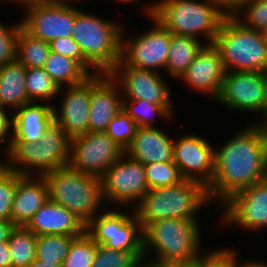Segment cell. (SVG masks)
<instances>
[{
    "label": "cell",
    "mask_w": 267,
    "mask_h": 267,
    "mask_svg": "<svg viewBox=\"0 0 267 267\" xmlns=\"http://www.w3.org/2000/svg\"><path fill=\"white\" fill-rule=\"evenodd\" d=\"M124 154L125 151L105 132H87L71 139L68 165L83 174L101 179L106 170Z\"/></svg>",
    "instance_id": "30bf717a"
},
{
    "label": "cell",
    "mask_w": 267,
    "mask_h": 267,
    "mask_svg": "<svg viewBox=\"0 0 267 267\" xmlns=\"http://www.w3.org/2000/svg\"><path fill=\"white\" fill-rule=\"evenodd\" d=\"M4 165V162H0V168Z\"/></svg>",
    "instance_id": "9f6ffc18"
},
{
    "label": "cell",
    "mask_w": 267,
    "mask_h": 267,
    "mask_svg": "<svg viewBox=\"0 0 267 267\" xmlns=\"http://www.w3.org/2000/svg\"><path fill=\"white\" fill-rule=\"evenodd\" d=\"M119 24L103 20L74 7L71 37L84 58L99 72L109 73L121 59L123 31Z\"/></svg>",
    "instance_id": "8992f818"
},
{
    "label": "cell",
    "mask_w": 267,
    "mask_h": 267,
    "mask_svg": "<svg viewBox=\"0 0 267 267\" xmlns=\"http://www.w3.org/2000/svg\"><path fill=\"white\" fill-rule=\"evenodd\" d=\"M138 261L139 259L131 251L109 249L97 244L92 267H134Z\"/></svg>",
    "instance_id": "74e56055"
},
{
    "label": "cell",
    "mask_w": 267,
    "mask_h": 267,
    "mask_svg": "<svg viewBox=\"0 0 267 267\" xmlns=\"http://www.w3.org/2000/svg\"><path fill=\"white\" fill-rule=\"evenodd\" d=\"M55 1H57V2H59V3H62V4H64V5H71V4L67 3L69 0H55ZM70 1H72V0H70ZM73 1H74V0H73ZM75 1H77V0H75Z\"/></svg>",
    "instance_id": "db71d44e"
},
{
    "label": "cell",
    "mask_w": 267,
    "mask_h": 267,
    "mask_svg": "<svg viewBox=\"0 0 267 267\" xmlns=\"http://www.w3.org/2000/svg\"><path fill=\"white\" fill-rule=\"evenodd\" d=\"M51 50L49 43L35 38L20 27L17 35L16 59L26 68H43Z\"/></svg>",
    "instance_id": "83f0119b"
},
{
    "label": "cell",
    "mask_w": 267,
    "mask_h": 267,
    "mask_svg": "<svg viewBox=\"0 0 267 267\" xmlns=\"http://www.w3.org/2000/svg\"><path fill=\"white\" fill-rule=\"evenodd\" d=\"M131 102V104H129ZM127 101L122 99V110L125 111L129 117L134 120L138 127H153L151 118L155 116L171 118L172 106H160L147 102L146 100L134 99ZM155 115V116H154Z\"/></svg>",
    "instance_id": "1f68e13d"
},
{
    "label": "cell",
    "mask_w": 267,
    "mask_h": 267,
    "mask_svg": "<svg viewBox=\"0 0 267 267\" xmlns=\"http://www.w3.org/2000/svg\"><path fill=\"white\" fill-rule=\"evenodd\" d=\"M60 112L53 106L54 121L72 139L89 132L91 77L64 92Z\"/></svg>",
    "instance_id": "ffe728a7"
},
{
    "label": "cell",
    "mask_w": 267,
    "mask_h": 267,
    "mask_svg": "<svg viewBox=\"0 0 267 267\" xmlns=\"http://www.w3.org/2000/svg\"><path fill=\"white\" fill-rule=\"evenodd\" d=\"M245 10L243 19H239L240 10ZM233 15L246 27L267 33V0H248Z\"/></svg>",
    "instance_id": "8d00e7d4"
},
{
    "label": "cell",
    "mask_w": 267,
    "mask_h": 267,
    "mask_svg": "<svg viewBox=\"0 0 267 267\" xmlns=\"http://www.w3.org/2000/svg\"><path fill=\"white\" fill-rule=\"evenodd\" d=\"M236 254L230 248L209 251L200 256L199 267H243V263H238Z\"/></svg>",
    "instance_id": "60d3db41"
},
{
    "label": "cell",
    "mask_w": 267,
    "mask_h": 267,
    "mask_svg": "<svg viewBox=\"0 0 267 267\" xmlns=\"http://www.w3.org/2000/svg\"><path fill=\"white\" fill-rule=\"evenodd\" d=\"M173 162L185 180H194L206 188L214 172V148L202 137L184 135L174 140Z\"/></svg>",
    "instance_id": "e0dca14e"
},
{
    "label": "cell",
    "mask_w": 267,
    "mask_h": 267,
    "mask_svg": "<svg viewBox=\"0 0 267 267\" xmlns=\"http://www.w3.org/2000/svg\"><path fill=\"white\" fill-rule=\"evenodd\" d=\"M39 235L81 236L86 225L64 206L47 200L25 226Z\"/></svg>",
    "instance_id": "44dd1931"
},
{
    "label": "cell",
    "mask_w": 267,
    "mask_h": 267,
    "mask_svg": "<svg viewBox=\"0 0 267 267\" xmlns=\"http://www.w3.org/2000/svg\"><path fill=\"white\" fill-rule=\"evenodd\" d=\"M225 73L226 70L217 47L213 43L205 44L180 80H184V83L194 91L213 95L217 100Z\"/></svg>",
    "instance_id": "ac0fdd59"
},
{
    "label": "cell",
    "mask_w": 267,
    "mask_h": 267,
    "mask_svg": "<svg viewBox=\"0 0 267 267\" xmlns=\"http://www.w3.org/2000/svg\"><path fill=\"white\" fill-rule=\"evenodd\" d=\"M75 237L78 236L58 234L37 236L35 259L49 263L57 262L62 265Z\"/></svg>",
    "instance_id": "4dcf8cb0"
},
{
    "label": "cell",
    "mask_w": 267,
    "mask_h": 267,
    "mask_svg": "<svg viewBox=\"0 0 267 267\" xmlns=\"http://www.w3.org/2000/svg\"><path fill=\"white\" fill-rule=\"evenodd\" d=\"M70 144L71 138L53 121L38 142L10 141L5 153L9 160L4 165L22 176L33 177L31 168L39 170L38 176H43L68 165Z\"/></svg>",
    "instance_id": "5b68a950"
},
{
    "label": "cell",
    "mask_w": 267,
    "mask_h": 267,
    "mask_svg": "<svg viewBox=\"0 0 267 267\" xmlns=\"http://www.w3.org/2000/svg\"><path fill=\"white\" fill-rule=\"evenodd\" d=\"M200 256L183 261L156 262L160 267H199Z\"/></svg>",
    "instance_id": "ee69618b"
},
{
    "label": "cell",
    "mask_w": 267,
    "mask_h": 267,
    "mask_svg": "<svg viewBox=\"0 0 267 267\" xmlns=\"http://www.w3.org/2000/svg\"><path fill=\"white\" fill-rule=\"evenodd\" d=\"M200 42V39L194 37L171 34L166 66L170 76L181 78L205 45Z\"/></svg>",
    "instance_id": "484cf974"
},
{
    "label": "cell",
    "mask_w": 267,
    "mask_h": 267,
    "mask_svg": "<svg viewBox=\"0 0 267 267\" xmlns=\"http://www.w3.org/2000/svg\"><path fill=\"white\" fill-rule=\"evenodd\" d=\"M36 238L25 226H15L8 239L12 267H27L35 260Z\"/></svg>",
    "instance_id": "f1b7e54d"
},
{
    "label": "cell",
    "mask_w": 267,
    "mask_h": 267,
    "mask_svg": "<svg viewBox=\"0 0 267 267\" xmlns=\"http://www.w3.org/2000/svg\"><path fill=\"white\" fill-rule=\"evenodd\" d=\"M50 50L54 53L70 57L79 62L91 75H97L99 72L84 58L77 42L70 37H60L49 42ZM89 68L94 70L90 72Z\"/></svg>",
    "instance_id": "ab89813d"
},
{
    "label": "cell",
    "mask_w": 267,
    "mask_h": 267,
    "mask_svg": "<svg viewBox=\"0 0 267 267\" xmlns=\"http://www.w3.org/2000/svg\"><path fill=\"white\" fill-rule=\"evenodd\" d=\"M129 214L106 211L95 216L85 227V232L106 248L131 251L139 260L143 256V229L135 211ZM130 216V217H129Z\"/></svg>",
    "instance_id": "9c48e42d"
},
{
    "label": "cell",
    "mask_w": 267,
    "mask_h": 267,
    "mask_svg": "<svg viewBox=\"0 0 267 267\" xmlns=\"http://www.w3.org/2000/svg\"><path fill=\"white\" fill-rule=\"evenodd\" d=\"M20 27L21 21L8 28L0 23V67L16 59L17 35Z\"/></svg>",
    "instance_id": "f35d334b"
},
{
    "label": "cell",
    "mask_w": 267,
    "mask_h": 267,
    "mask_svg": "<svg viewBox=\"0 0 267 267\" xmlns=\"http://www.w3.org/2000/svg\"><path fill=\"white\" fill-rule=\"evenodd\" d=\"M26 17L21 27L35 38L48 43L60 37H70L74 25V6L55 0L26 4Z\"/></svg>",
    "instance_id": "7c38bea8"
},
{
    "label": "cell",
    "mask_w": 267,
    "mask_h": 267,
    "mask_svg": "<svg viewBox=\"0 0 267 267\" xmlns=\"http://www.w3.org/2000/svg\"><path fill=\"white\" fill-rule=\"evenodd\" d=\"M26 70L17 59L0 67V108L11 106L17 110L31 103L26 93Z\"/></svg>",
    "instance_id": "d4e9b609"
},
{
    "label": "cell",
    "mask_w": 267,
    "mask_h": 267,
    "mask_svg": "<svg viewBox=\"0 0 267 267\" xmlns=\"http://www.w3.org/2000/svg\"><path fill=\"white\" fill-rule=\"evenodd\" d=\"M150 18L155 23L153 29L126 43L122 36L121 60L131 67L156 71L167 66L172 33L156 18Z\"/></svg>",
    "instance_id": "4fadbf2b"
},
{
    "label": "cell",
    "mask_w": 267,
    "mask_h": 267,
    "mask_svg": "<svg viewBox=\"0 0 267 267\" xmlns=\"http://www.w3.org/2000/svg\"><path fill=\"white\" fill-rule=\"evenodd\" d=\"M21 177L5 165L0 168V220L11 221L13 197Z\"/></svg>",
    "instance_id": "d590c367"
},
{
    "label": "cell",
    "mask_w": 267,
    "mask_h": 267,
    "mask_svg": "<svg viewBox=\"0 0 267 267\" xmlns=\"http://www.w3.org/2000/svg\"><path fill=\"white\" fill-rule=\"evenodd\" d=\"M0 267H12L8 241L0 242Z\"/></svg>",
    "instance_id": "f6af8a7d"
},
{
    "label": "cell",
    "mask_w": 267,
    "mask_h": 267,
    "mask_svg": "<svg viewBox=\"0 0 267 267\" xmlns=\"http://www.w3.org/2000/svg\"><path fill=\"white\" fill-rule=\"evenodd\" d=\"M118 1H123L124 3L126 2H128V3H132V2H136V0H118ZM139 1V0H138Z\"/></svg>",
    "instance_id": "11a10c76"
},
{
    "label": "cell",
    "mask_w": 267,
    "mask_h": 267,
    "mask_svg": "<svg viewBox=\"0 0 267 267\" xmlns=\"http://www.w3.org/2000/svg\"><path fill=\"white\" fill-rule=\"evenodd\" d=\"M9 131L11 132V118H9L5 109L0 108V144H1V142L2 143L5 142L8 145L7 146L8 148L10 145L11 137H9V139L7 137V139H6V136L11 135V133H8ZM6 141L7 142L9 141V142L7 143Z\"/></svg>",
    "instance_id": "b9f144b4"
},
{
    "label": "cell",
    "mask_w": 267,
    "mask_h": 267,
    "mask_svg": "<svg viewBox=\"0 0 267 267\" xmlns=\"http://www.w3.org/2000/svg\"><path fill=\"white\" fill-rule=\"evenodd\" d=\"M26 93L30 102L44 100L51 104L52 98L59 95L64 89L59 88L53 79L46 73L44 68H27L26 70Z\"/></svg>",
    "instance_id": "f546056e"
},
{
    "label": "cell",
    "mask_w": 267,
    "mask_h": 267,
    "mask_svg": "<svg viewBox=\"0 0 267 267\" xmlns=\"http://www.w3.org/2000/svg\"><path fill=\"white\" fill-rule=\"evenodd\" d=\"M264 116H265L264 117L265 119H263V120L267 121V111H266ZM266 121H263L262 123H258V124L267 133V122Z\"/></svg>",
    "instance_id": "f5cc1de1"
},
{
    "label": "cell",
    "mask_w": 267,
    "mask_h": 267,
    "mask_svg": "<svg viewBox=\"0 0 267 267\" xmlns=\"http://www.w3.org/2000/svg\"><path fill=\"white\" fill-rule=\"evenodd\" d=\"M267 179V133L256 125L214 149V172L207 187L210 201L221 204L232 194Z\"/></svg>",
    "instance_id": "6da1fadb"
},
{
    "label": "cell",
    "mask_w": 267,
    "mask_h": 267,
    "mask_svg": "<svg viewBox=\"0 0 267 267\" xmlns=\"http://www.w3.org/2000/svg\"><path fill=\"white\" fill-rule=\"evenodd\" d=\"M48 199V186L43 176L35 180L22 176L16 184L11 221L15 226H26Z\"/></svg>",
    "instance_id": "cb8c5ba5"
},
{
    "label": "cell",
    "mask_w": 267,
    "mask_h": 267,
    "mask_svg": "<svg viewBox=\"0 0 267 267\" xmlns=\"http://www.w3.org/2000/svg\"><path fill=\"white\" fill-rule=\"evenodd\" d=\"M101 188L103 201L137 206L149 190L144 164L124 154L106 170L101 178Z\"/></svg>",
    "instance_id": "8fae6325"
},
{
    "label": "cell",
    "mask_w": 267,
    "mask_h": 267,
    "mask_svg": "<svg viewBox=\"0 0 267 267\" xmlns=\"http://www.w3.org/2000/svg\"><path fill=\"white\" fill-rule=\"evenodd\" d=\"M145 260H146L145 258L140 259L134 267H160L156 262L149 261L150 262L149 263L148 259H147V261H145Z\"/></svg>",
    "instance_id": "c3c4849f"
},
{
    "label": "cell",
    "mask_w": 267,
    "mask_h": 267,
    "mask_svg": "<svg viewBox=\"0 0 267 267\" xmlns=\"http://www.w3.org/2000/svg\"><path fill=\"white\" fill-rule=\"evenodd\" d=\"M137 129L136 122L121 110L108 124L105 133L125 151L136 135Z\"/></svg>",
    "instance_id": "e575fe53"
},
{
    "label": "cell",
    "mask_w": 267,
    "mask_h": 267,
    "mask_svg": "<svg viewBox=\"0 0 267 267\" xmlns=\"http://www.w3.org/2000/svg\"><path fill=\"white\" fill-rule=\"evenodd\" d=\"M217 99L229 109L259 112L264 117L266 113L264 72L227 71Z\"/></svg>",
    "instance_id": "5bb4252c"
},
{
    "label": "cell",
    "mask_w": 267,
    "mask_h": 267,
    "mask_svg": "<svg viewBox=\"0 0 267 267\" xmlns=\"http://www.w3.org/2000/svg\"><path fill=\"white\" fill-rule=\"evenodd\" d=\"M43 68L59 88L80 85L92 76L79 62L52 51Z\"/></svg>",
    "instance_id": "4316f807"
},
{
    "label": "cell",
    "mask_w": 267,
    "mask_h": 267,
    "mask_svg": "<svg viewBox=\"0 0 267 267\" xmlns=\"http://www.w3.org/2000/svg\"><path fill=\"white\" fill-rule=\"evenodd\" d=\"M264 89H265V100H266V111H267V71L264 72Z\"/></svg>",
    "instance_id": "816d5d0a"
},
{
    "label": "cell",
    "mask_w": 267,
    "mask_h": 267,
    "mask_svg": "<svg viewBox=\"0 0 267 267\" xmlns=\"http://www.w3.org/2000/svg\"><path fill=\"white\" fill-rule=\"evenodd\" d=\"M227 71H267V33L244 26L226 15L213 43Z\"/></svg>",
    "instance_id": "3957f363"
},
{
    "label": "cell",
    "mask_w": 267,
    "mask_h": 267,
    "mask_svg": "<svg viewBox=\"0 0 267 267\" xmlns=\"http://www.w3.org/2000/svg\"><path fill=\"white\" fill-rule=\"evenodd\" d=\"M216 4L227 14L233 15L248 0H214Z\"/></svg>",
    "instance_id": "7bdbcfd3"
},
{
    "label": "cell",
    "mask_w": 267,
    "mask_h": 267,
    "mask_svg": "<svg viewBox=\"0 0 267 267\" xmlns=\"http://www.w3.org/2000/svg\"><path fill=\"white\" fill-rule=\"evenodd\" d=\"M118 86L109 73L91 76L89 132H105L108 124L122 110Z\"/></svg>",
    "instance_id": "d6986e66"
},
{
    "label": "cell",
    "mask_w": 267,
    "mask_h": 267,
    "mask_svg": "<svg viewBox=\"0 0 267 267\" xmlns=\"http://www.w3.org/2000/svg\"><path fill=\"white\" fill-rule=\"evenodd\" d=\"M210 201L207 188L194 180L149 189L134 211L142 229L167 218L196 219L198 209Z\"/></svg>",
    "instance_id": "277c9868"
},
{
    "label": "cell",
    "mask_w": 267,
    "mask_h": 267,
    "mask_svg": "<svg viewBox=\"0 0 267 267\" xmlns=\"http://www.w3.org/2000/svg\"><path fill=\"white\" fill-rule=\"evenodd\" d=\"M43 177L47 182L49 200L64 206L85 225L97 215L103 202L101 179L83 174L69 165L54 169Z\"/></svg>",
    "instance_id": "52a82bcc"
},
{
    "label": "cell",
    "mask_w": 267,
    "mask_h": 267,
    "mask_svg": "<svg viewBox=\"0 0 267 267\" xmlns=\"http://www.w3.org/2000/svg\"><path fill=\"white\" fill-rule=\"evenodd\" d=\"M125 154L144 165L155 162H173L174 140L154 126L138 127Z\"/></svg>",
    "instance_id": "7402d4cb"
},
{
    "label": "cell",
    "mask_w": 267,
    "mask_h": 267,
    "mask_svg": "<svg viewBox=\"0 0 267 267\" xmlns=\"http://www.w3.org/2000/svg\"><path fill=\"white\" fill-rule=\"evenodd\" d=\"M11 118L10 141L38 142L54 121L53 106L31 102L19 107Z\"/></svg>",
    "instance_id": "603a6c76"
},
{
    "label": "cell",
    "mask_w": 267,
    "mask_h": 267,
    "mask_svg": "<svg viewBox=\"0 0 267 267\" xmlns=\"http://www.w3.org/2000/svg\"><path fill=\"white\" fill-rule=\"evenodd\" d=\"M149 189L174 186L185 179L174 162H155L144 165Z\"/></svg>",
    "instance_id": "836d02e7"
},
{
    "label": "cell",
    "mask_w": 267,
    "mask_h": 267,
    "mask_svg": "<svg viewBox=\"0 0 267 267\" xmlns=\"http://www.w3.org/2000/svg\"><path fill=\"white\" fill-rule=\"evenodd\" d=\"M96 251L97 243L84 232L72 240L69 252L61 267H92Z\"/></svg>",
    "instance_id": "d6a6232c"
},
{
    "label": "cell",
    "mask_w": 267,
    "mask_h": 267,
    "mask_svg": "<svg viewBox=\"0 0 267 267\" xmlns=\"http://www.w3.org/2000/svg\"><path fill=\"white\" fill-rule=\"evenodd\" d=\"M15 228L12 221L0 220V242L8 241L11 231Z\"/></svg>",
    "instance_id": "bcb514c9"
},
{
    "label": "cell",
    "mask_w": 267,
    "mask_h": 267,
    "mask_svg": "<svg viewBox=\"0 0 267 267\" xmlns=\"http://www.w3.org/2000/svg\"><path fill=\"white\" fill-rule=\"evenodd\" d=\"M27 267H61V264L57 262L49 263L45 261H40L35 259L29 266Z\"/></svg>",
    "instance_id": "7dc6e473"
},
{
    "label": "cell",
    "mask_w": 267,
    "mask_h": 267,
    "mask_svg": "<svg viewBox=\"0 0 267 267\" xmlns=\"http://www.w3.org/2000/svg\"><path fill=\"white\" fill-rule=\"evenodd\" d=\"M199 227L197 219L167 218L149 223L143 229L144 258L152 248L157 253L153 262L183 261L203 255L199 254Z\"/></svg>",
    "instance_id": "ba28073f"
},
{
    "label": "cell",
    "mask_w": 267,
    "mask_h": 267,
    "mask_svg": "<svg viewBox=\"0 0 267 267\" xmlns=\"http://www.w3.org/2000/svg\"><path fill=\"white\" fill-rule=\"evenodd\" d=\"M146 14L156 18L172 34L190 36L204 34L205 44L215 41L219 27L227 15L214 0H159L146 6Z\"/></svg>",
    "instance_id": "7a4b0ae2"
},
{
    "label": "cell",
    "mask_w": 267,
    "mask_h": 267,
    "mask_svg": "<svg viewBox=\"0 0 267 267\" xmlns=\"http://www.w3.org/2000/svg\"><path fill=\"white\" fill-rule=\"evenodd\" d=\"M243 267H267V264L260 262H248V263H243Z\"/></svg>",
    "instance_id": "681fc988"
},
{
    "label": "cell",
    "mask_w": 267,
    "mask_h": 267,
    "mask_svg": "<svg viewBox=\"0 0 267 267\" xmlns=\"http://www.w3.org/2000/svg\"><path fill=\"white\" fill-rule=\"evenodd\" d=\"M109 74L121 84L128 101L139 99L160 106H172L169 88L157 71L131 67L120 59Z\"/></svg>",
    "instance_id": "9a60e30c"
},
{
    "label": "cell",
    "mask_w": 267,
    "mask_h": 267,
    "mask_svg": "<svg viewBox=\"0 0 267 267\" xmlns=\"http://www.w3.org/2000/svg\"><path fill=\"white\" fill-rule=\"evenodd\" d=\"M10 2L13 1V2H18V3H21L22 5H26V4H29V3H34V2H43V1H48V0H9Z\"/></svg>",
    "instance_id": "f907efd6"
},
{
    "label": "cell",
    "mask_w": 267,
    "mask_h": 267,
    "mask_svg": "<svg viewBox=\"0 0 267 267\" xmlns=\"http://www.w3.org/2000/svg\"><path fill=\"white\" fill-rule=\"evenodd\" d=\"M224 223L248 230L267 227V179L232 194L222 203Z\"/></svg>",
    "instance_id": "2e32d148"
}]
</instances>
